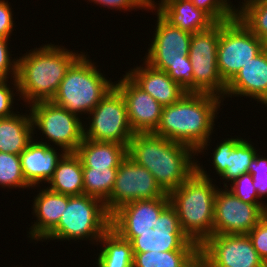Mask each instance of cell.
I'll return each mask as SVG.
<instances>
[{"mask_svg": "<svg viewBox=\"0 0 267 267\" xmlns=\"http://www.w3.org/2000/svg\"><path fill=\"white\" fill-rule=\"evenodd\" d=\"M221 102L223 99L213 94L185 93L176 103L163 107L159 125L153 133L189 146L197 156L205 154L204 150L208 151L212 141Z\"/></svg>", "mask_w": 267, "mask_h": 267, "instance_id": "1", "label": "cell"}, {"mask_svg": "<svg viewBox=\"0 0 267 267\" xmlns=\"http://www.w3.org/2000/svg\"><path fill=\"white\" fill-rule=\"evenodd\" d=\"M196 152L153 132L136 133L130 140L128 156L148 169L161 188L169 193L196 171Z\"/></svg>", "mask_w": 267, "mask_h": 267, "instance_id": "2", "label": "cell"}, {"mask_svg": "<svg viewBox=\"0 0 267 267\" xmlns=\"http://www.w3.org/2000/svg\"><path fill=\"white\" fill-rule=\"evenodd\" d=\"M84 52L75 53L61 45L44 44L29 50L18 59L17 83L19 98L27 106L51 101L67 70Z\"/></svg>", "mask_w": 267, "mask_h": 267, "instance_id": "3", "label": "cell"}, {"mask_svg": "<svg viewBox=\"0 0 267 267\" xmlns=\"http://www.w3.org/2000/svg\"><path fill=\"white\" fill-rule=\"evenodd\" d=\"M196 159V171L168 193L182 231L201 245L213 235L214 199L218 186Z\"/></svg>", "mask_w": 267, "mask_h": 267, "instance_id": "4", "label": "cell"}, {"mask_svg": "<svg viewBox=\"0 0 267 267\" xmlns=\"http://www.w3.org/2000/svg\"><path fill=\"white\" fill-rule=\"evenodd\" d=\"M85 53L67 70L56 95L51 100L81 119L80 115H89L115 86V82L108 80Z\"/></svg>", "mask_w": 267, "mask_h": 267, "instance_id": "5", "label": "cell"}, {"mask_svg": "<svg viewBox=\"0 0 267 267\" xmlns=\"http://www.w3.org/2000/svg\"><path fill=\"white\" fill-rule=\"evenodd\" d=\"M111 227V214L102 200L86 194L68 196L58 224L43 240H90L93 244Z\"/></svg>", "mask_w": 267, "mask_h": 267, "instance_id": "6", "label": "cell"}, {"mask_svg": "<svg viewBox=\"0 0 267 267\" xmlns=\"http://www.w3.org/2000/svg\"><path fill=\"white\" fill-rule=\"evenodd\" d=\"M111 228L131 242L133 253L200 250V245L182 231L176 210L170 203L150 225Z\"/></svg>", "mask_w": 267, "mask_h": 267, "instance_id": "7", "label": "cell"}, {"mask_svg": "<svg viewBox=\"0 0 267 267\" xmlns=\"http://www.w3.org/2000/svg\"><path fill=\"white\" fill-rule=\"evenodd\" d=\"M267 44L252 33L239 19L220 23L217 68L227 84Z\"/></svg>", "mask_w": 267, "mask_h": 267, "instance_id": "8", "label": "cell"}, {"mask_svg": "<svg viewBox=\"0 0 267 267\" xmlns=\"http://www.w3.org/2000/svg\"><path fill=\"white\" fill-rule=\"evenodd\" d=\"M28 107L33 131L37 133L36 129L41 130L42 136L49 143L47 140L38 142L49 146L54 144V147L57 145L59 151L64 150L66 153L76 152L84 138V120L52 101L37 102Z\"/></svg>", "mask_w": 267, "mask_h": 267, "instance_id": "9", "label": "cell"}, {"mask_svg": "<svg viewBox=\"0 0 267 267\" xmlns=\"http://www.w3.org/2000/svg\"><path fill=\"white\" fill-rule=\"evenodd\" d=\"M89 114L88 124H83L85 139L129 146L135 133L129 123L125 99L115 86Z\"/></svg>", "mask_w": 267, "mask_h": 267, "instance_id": "10", "label": "cell"}, {"mask_svg": "<svg viewBox=\"0 0 267 267\" xmlns=\"http://www.w3.org/2000/svg\"><path fill=\"white\" fill-rule=\"evenodd\" d=\"M219 37L220 23L192 34L188 56L193 67V92L213 94L224 101L226 83L217 68Z\"/></svg>", "mask_w": 267, "mask_h": 267, "instance_id": "11", "label": "cell"}, {"mask_svg": "<svg viewBox=\"0 0 267 267\" xmlns=\"http://www.w3.org/2000/svg\"><path fill=\"white\" fill-rule=\"evenodd\" d=\"M166 194L148 169L127 156L118 167L112 192L104 204L112 214L128 202L153 200Z\"/></svg>", "mask_w": 267, "mask_h": 267, "instance_id": "12", "label": "cell"}, {"mask_svg": "<svg viewBox=\"0 0 267 267\" xmlns=\"http://www.w3.org/2000/svg\"><path fill=\"white\" fill-rule=\"evenodd\" d=\"M218 188L214 199L213 234H248L267 214V204H249L228 189Z\"/></svg>", "mask_w": 267, "mask_h": 267, "instance_id": "13", "label": "cell"}, {"mask_svg": "<svg viewBox=\"0 0 267 267\" xmlns=\"http://www.w3.org/2000/svg\"><path fill=\"white\" fill-rule=\"evenodd\" d=\"M200 252L215 267H265L247 234L211 235Z\"/></svg>", "mask_w": 267, "mask_h": 267, "instance_id": "14", "label": "cell"}, {"mask_svg": "<svg viewBox=\"0 0 267 267\" xmlns=\"http://www.w3.org/2000/svg\"><path fill=\"white\" fill-rule=\"evenodd\" d=\"M155 14V35L143 60L155 69L166 71L172 64L187 62L192 34L172 26L157 11Z\"/></svg>", "mask_w": 267, "mask_h": 267, "instance_id": "15", "label": "cell"}, {"mask_svg": "<svg viewBox=\"0 0 267 267\" xmlns=\"http://www.w3.org/2000/svg\"><path fill=\"white\" fill-rule=\"evenodd\" d=\"M118 82V83H117ZM115 83L123 95L130 126L133 132H154L159 125L163 106L139 88L126 74Z\"/></svg>", "mask_w": 267, "mask_h": 267, "instance_id": "16", "label": "cell"}, {"mask_svg": "<svg viewBox=\"0 0 267 267\" xmlns=\"http://www.w3.org/2000/svg\"><path fill=\"white\" fill-rule=\"evenodd\" d=\"M252 144L242 137L226 138L219 145L217 143L214 152L211 153V163L216 173L225 180L224 188L227 187V182L248 173L249 165L257 153Z\"/></svg>", "mask_w": 267, "mask_h": 267, "instance_id": "17", "label": "cell"}, {"mask_svg": "<svg viewBox=\"0 0 267 267\" xmlns=\"http://www.w3.org/2000/svg\"><path fill=\"white\" fill-rule=\"evenodd\" d=\"M232 96L267 101V46L226 84L224 99Z\"/></svg>", "mask_w": 267, "mask_h": 267, "instance_id": "18", "label": "cell"}, {"mask_svg": "<svg viewBox=\"0 0 267 267\" xmlns=\"http://www.w3.org/2000/svg\"><path fill=\"white\" fill-rule=\"evenodd\" d=\"M35 140L38 138L33 139L19 155L23 176L33 189L50 180L58 162L66 154L64 150L59 154L58 148Z\"/></svg>", "mask_w": 267, "mask_h": 267, "instance_id": "19", "label": "cell"}, {"mask_svg": "<svg viewBox=\"0 0 267 267\" xmlns=\"http://www.w3.org/2000/svg\"><path fill=\"white\" fill-rule=\"evenodd\" d=\"M142 65L144 67L130 68L125 74L163 107L176 103L186 93L165 71L155 69L145 61Z\"/></svg>", "mask_w": 267, "mask_h": 267, "instance_id": "20", "label": "cell"}, {"mask_svg": "<svg viewBox=\"0 0 267 267\" xmlns=\"http://www.w3.org/2000/svg\"><path fill=\"white\" fill-rule=\"evenodd\" d=\"M33 201V216L36 222L29 228L30 240L41 241L59 222L67 207L68 195L41 188Z\"/></svg>", "mask_w": 267, "mask_h": 267, "instance_id": "21", "label": "cell"}, {"mask_svg": "<svg viewBox=\"0 0 267 267\" xmlns=\"http://www.w3.org/2000/svg\"><path fill=\"white\" fill-rule=\"evenodd\" d=\"M151 11L157 12L172 26L191 34L205 31L216 22L203 10L198 9L190 0L158 1Z\"/></svg>", "mask_w": 267, "mask_h": 267, "instance_id": "22", "label": "cell"}, {"mask_svg": "<svg viewBox=\"0 0 267 267\" xmlns=\"http://www.w3.org/2000/svg\"><path fill=\"white\" fill-rule=\"evenodd\" d=\"M75 154L81 159L82 168H118L128 156V147L83 138Z\"/></svg>", "mask_w": 267, "mask_h": 267, "instance_id": "23", "label": "cell"}, {"mask_svg": "<svg viewBox=\"0 0 267 267\" xmlns=\"http://www.w3.org/2000/svg\"><path fill=\"white\" fill-rule=\"evenodd\" d=\"M170 203L168 193L153 200H135L123 204L111 214V226H147Z\"/></svg>", "mask_w": 267, "mask_h": 267, "instance_id": "24", "label": "cell"}, {"mask_svg": "<svg viewBox=\"0 0 267 267\" xmlns=\"http://www.w3.org/2000/svg\"><path fill=\"white\" fill-rule=\"evenodd\" d=\"M0 118V152L20 155L34 139L30 112Z\"/></svg>", "mask_w": 267, "mask_h": 267, "instance_id": "25", "label": "cell"}, {"mask_svg": "<svg viewBox=\"0 0 267 267\" xmlns=\"http://www.w3.org/2000/svg\"><path fill=\"white\" fill-rule=\"evenodd\" d=\"M47 183L48 189L63 195L78 196L84 194L81 159L75 153H66L58 162L53 176Z\"/></svg>", "mask_w": 267, "mask_h": 267, "instance_id": "26", "label": "cell"}, {"mask_svg": "<svg viewBox=\"0 0 267 267\" xmlns=\"http://www.w3.org/2000/svg\"><path fill=\"white\" fill-rule=\"evenodd\" d=\"M99 243L103 246L96 259L97 267H133L131 242L123 239L111 227L99 239Z\"/></svg>", "mask_w": 267, "mask_h": 267, "instance_id": "27", "label": "cell"}, {"mask_svg": "<svg viewBox=\"0 0 267 267\" xmlns=\"http://www.w3.org/2000/svg\"><path fill=\"white\" fill-rule=\"evenodd\" d=\"M200 250L133 253V267H196Z\"/></svg>", "mask_w": 267, "mask_h": 267, "instance_id": "28", "label": "cell"}, {"mask_svg": "<svg viewBox=\"0 0 267 267\" xmlns=\"http://www.w3.org/2000/svg\"><path fill=\"white\" fill-rule=\"evenodd\" d=\"M84 194L105 202L113 189L118 168H82Z\"/></svg>", "mask_w": 267, "mask_h": 267, "instance_id": "29", "label": "cell"}, {"mask_svg": "<svg viewBox=\"0 0 267 267\" xmlns=\"http://www.w3.org/2000/svg\"><path fill=\"white\" fill-rule=\"evenodd\" d=\"M238 7V18L267 44V0H244Z\"/></svg>", "mask_w": 267, "mask_h": 267, "instance_id": "30", "label": "cell"}, {"mask_svg": "<svg viewBox=\"0 0 267 267\" xmlns=\"http://www.w3.org/2000/svg\"><path fill=\"white\" fill-rule=\"evenodd\" d=\"M0 187L32 188L25 180L19 155L0 152Z\"/></svg>", "mask_w": 267, "mask_h": 267, "instance_id": "31", "label": "cell"}, {"mask_svg": "<svg viewBox=\"0 0 267 267\" xmlns=\"http://www.w3.org/2000/svg\"><path fill=\"white\" fill-rule=\"evenodd\" d=\"M198 9L206 12L216 23L238 18V8L230 0H190Z\"/></svg>", "mask_w": 267, "mask_h": 267, "instance_id": "32", "label": "cell"}, {"mask_svg": "<svg viewBox=\"0 0 267 267\" xmlns=\"http://www.w3.org/2000/svg\"><path fill=\"white\" fill-rule=\"evenodd\" d=\"M230 187L227 186L226 189L245 203L267 204L259 199L257 190L253 186V177L249 172L232 181Z\"/></svg>", "mask_w": 267, "mask_h": 267, "instance_id": "33", "label": "cell"}, {"mask_svg": "<svg viewBox=\"0 0 267 267\" xmlns=\"http://www.w3.org/2000/svg\"><path fill=\"white\" fill-rule=\"evenodd\" d=\"M248 172L253 177V186L257 190L259 199H264L263 196H267V158L256 153Z\"/></svg>", "mask_w": 267, "mask_h": 267, "instance_id": "34", "label": "cell"}, {"mask_svg": "<svg viewBox=\"0 0 267 267\" xmlns=\"http://www.w3.org/2000/svg\"><path fill=\"white\" fill-rule=\"evenodd\" d=\"M165 72L173 81L178 83L186 93L193 92V67L189 56H187V62L172 64Z\"/></svg>", "mask_w": 267, "mask_h": 267, "instance_id": "35", "label": "cell"}, {"mask_svg": "<svg viewBox=\"0 0 267 267\" xmlns=\"http://www.w3.org/2000/svg\"><path fill=\"white\" fill-rule=\"evenodd\" d=\"M12 84L13 86H11L12 88H10V83L7 80H0V118H6V117H10L12 115H14L17 112H14L13 109L15 107L14 106V101H15V97L14 96H18V83H17V79L13 78ZM9 83V85H8ZM16 90V92L14 93V90ZM17 94V95H15Z\"/></svg>", "mask_w": 267, "mask_h": 267, "instance_id": "36", "label": "cell"}, {"mask_svg": "<svg viewBox=\"0 0 267 267\" xmlns=\"http://www.w3.org/2000/svg\"><path fill=\"white\" fill-rule=\"evenodd\" d=\"M11 41L9 38L0 37V80H7L10 75L13 78L17 77L18 59H11L10 49L8 43Z\"/></svg>", "mask_w": 267, "mask_h": 267, "instance_id": "37", "label": "cell"}, {"mask_svg": "<svg viewBox=\"0 0 267 267\" xmlns=\"http://www.w3.org/2000/svg\"><path fill=\"white\" fill-rule=\"evenodd\" d=\"M259 257L267 263V214L247 234Z\"/></svg>", "mask_w": 267, "mask_h": 267, "instance_id": "38", "label": "cell"}, {"mask_svg": "<svg viewBox=\"0 0 267 267\" xmlns=\"http://www.w3.org/2000/svg\"><path fill=\"white\" fill-rule=\"evenodd\" d=\"M89 2H94L96 5H102L105 8L114 10L116 9L121 11H130L136 9H146L151 10V8H147L141 0H88Z\"/></svg>", "mask_w": 267, "mask_h": 267, "instance_id": "39", "label": "cell"}, {"mask_svg": "<svg viewBox=\"0 0 267 267\" xmlns=\"http://www.w3.org/2000/svg\"><path fill=\"white\" fill-rule=\"evenodd\" d=\"M8 0H0V37L9 38L14 31V19Z\"/></svg>", "mask_w": 267, "mask_h": 267, "instance_id": "40", "label": "cell"}, {"mask_svg": "<svg viewBox=\"0 0 267 267\" xmlns=\"http://www.w3.org/2000/svg\"><path fill=\"white\" fill-rule=\"evenodd\" d=\"M196 267H215L201 252L196 261Z\"/></svg>", "mask_w": 267, "mask_h": 267, "instance_id": "41", "label": "cell"}, {"mask_svg": "<svg viewBox=\"0 0 267 267\" xmlns=\"http://www.w3.org/2000/svg\"><path fill=\"white\" fill-rule=\"evenodd\" d=\"M143 2V4L147 7V8H154L157 3L155 2V0H141ZM162 1V0H160Z\"/></svg>", "mask_w": 267, "mask_h": 267, "instance_id": "42", "label": "cell"}]
</instances>
